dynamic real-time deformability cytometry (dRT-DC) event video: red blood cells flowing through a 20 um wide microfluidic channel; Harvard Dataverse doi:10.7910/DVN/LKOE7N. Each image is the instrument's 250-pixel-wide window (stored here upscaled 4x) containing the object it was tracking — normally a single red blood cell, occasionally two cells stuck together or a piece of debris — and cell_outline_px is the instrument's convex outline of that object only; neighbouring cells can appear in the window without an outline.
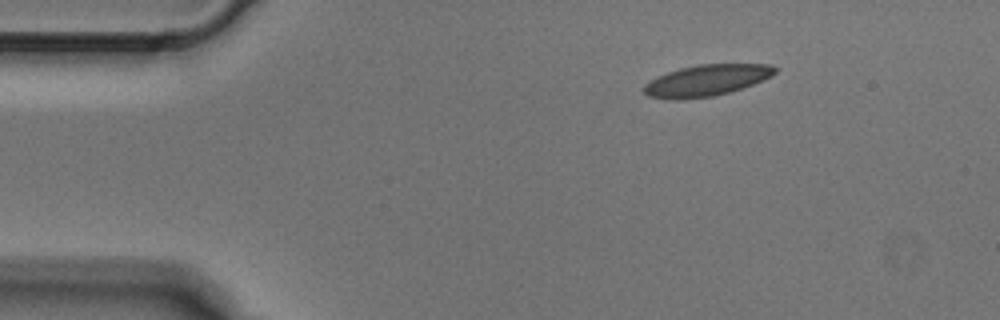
{"species": "Egyptian fruit bat (a non-hibernating species)", "species_latin": "Rousettus aegyptiacus", "temperature_condition": "cold", "stored_images_in_passage": 2, "camera_frame_rate_fps": 3000, "um_per_image_px": 0.085, "animal": {"sex": "male"}, "frame": {"image": 1, "passage_image": 2, "time_ms": 0.333, "image_size_px": [1000, 320], "cell_outline_px": [[776, 72], [772, 76], [752, 84], [728, 92], [712, 96], [680, 100], [672, 100], [648, 96], [644, 92], [644, 84], [656, 76], [680, 68], [700, 64], [772, 64], [776, 68]], "centroid_in_image_um": [60.02, 6.83], "position_along_channel_um": 25.0, "area_um2": 23.81}}